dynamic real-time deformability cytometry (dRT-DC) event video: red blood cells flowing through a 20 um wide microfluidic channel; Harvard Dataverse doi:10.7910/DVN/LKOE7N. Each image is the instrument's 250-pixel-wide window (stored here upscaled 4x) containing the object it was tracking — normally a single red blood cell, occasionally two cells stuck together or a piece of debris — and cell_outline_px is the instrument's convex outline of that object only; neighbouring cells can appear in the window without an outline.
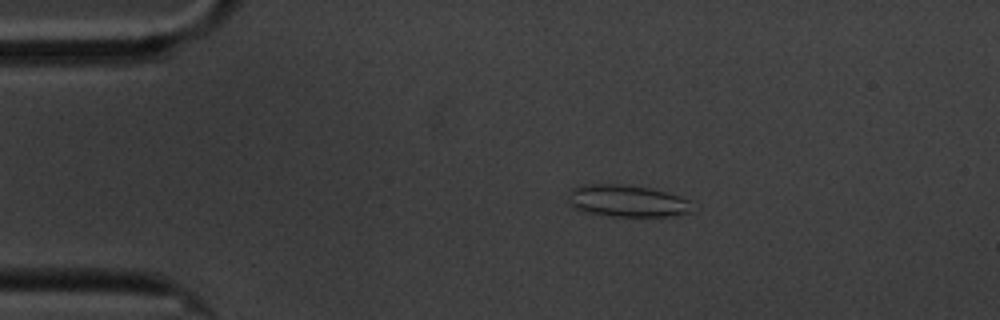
{"species": "common noctule bat (a hibernating species)", "species_latin": "Nyctalus noctula", "temperature_condition": "cold", "stored_images_in_passage": 9, "camera_frame_rate_fps": 3000, "um_per_image_px": 0.085, "animal": {"sex": "male", "body_mass_g": 20.1, "forearm_length_mm": 53.5}, "frame": {"image": 1, "passage_image": 2, "time_ms": 1.333, "image_size_px": [1000, 320], "cell_outline_px": [[692, 212], [672, 216], [608, 216], [580, 212], [568, 204], [568, 200], [572, 188], [580, 184], [620, 184], [648, 188], [668, 192], [692, 200]], "centroid_in_image_um": [53.29, 17.09], "position_along_channel_um": 31.7, "area_um2": 23.52}}
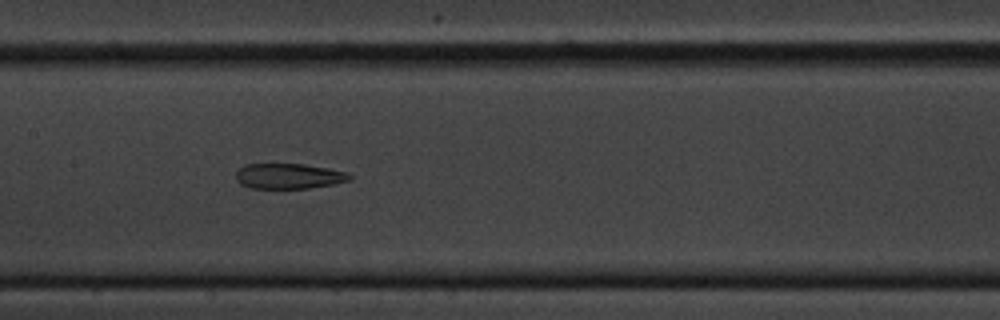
{"frame": {"image": 2, "passage_image": 7, "time_ms": 7.0, "image_size_px": [1000, 320], "cell_outline_px": [[352, 180], [332, 184], [308, 188], [252, 188], [240, 184], [236, 180], [236, 172], [244, 164], [304, 164], [328, 168], [348, 172], [352, 176]], "centroid_in_image_um": [24.55, 14.96], "position_along_channel_um": 182.8, "area_um2": 16.82}}
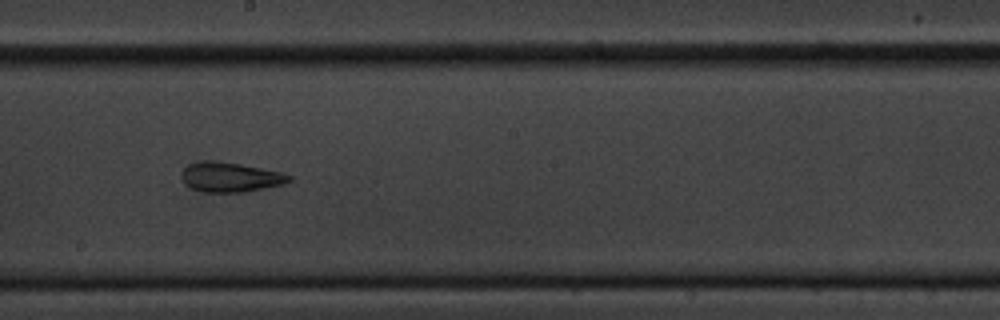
{"frame": {"image": 3, "passage_image": 8, "time_ms": 8.333, "image_size_px": [1000, 320], "cell_outline_px": [[292, 180], [284, 184], [244, 192], [204, 192], [192, 188], [184, 184], [180, 176], [180, 172], [188, 164], [204, 160], [212, 160], [240, 164], [280, 172], [292, 176]], "centroid_in_image_um": [19.53, 15.05], "position_along_channel_um": 228.7, "area_um2": 18.67}}